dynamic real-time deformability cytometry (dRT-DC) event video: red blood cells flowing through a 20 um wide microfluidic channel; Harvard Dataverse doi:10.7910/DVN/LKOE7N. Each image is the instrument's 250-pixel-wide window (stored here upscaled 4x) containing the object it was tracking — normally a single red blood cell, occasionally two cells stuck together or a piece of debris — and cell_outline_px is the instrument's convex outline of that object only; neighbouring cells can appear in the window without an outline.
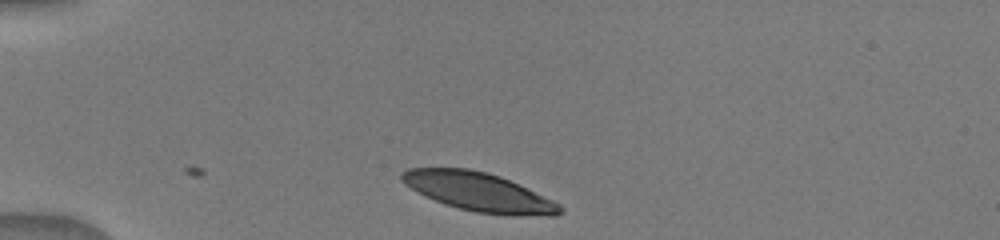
{"species": "human", "species_latin": "Homo sapiens", "temperature_condition": "warm", "stored_images_in_passage": 10, "camera_frame_rate_fps": 3000, "um_per_image_px": 0.085, "donor": {"sex": "male"}, "frame": {"image": 1, "passage_image": 1, "time_ms": 0.0, "image_size_px": [1000, 240], "cell_outline_px": [[564, 212], [556, 216], [548, 216], [476, 212], [444, 204], [424, 196], [404, 184], [400, 180], [400, 172], [408, 168], [468, 168], [488, 172], [500, 176], [552, 200], [560, 204], [564, 208]], "centroid_in_image_um": [40.65, 16.29], "position_along_channel_um": 44.3, "area_um2": 35.32}}
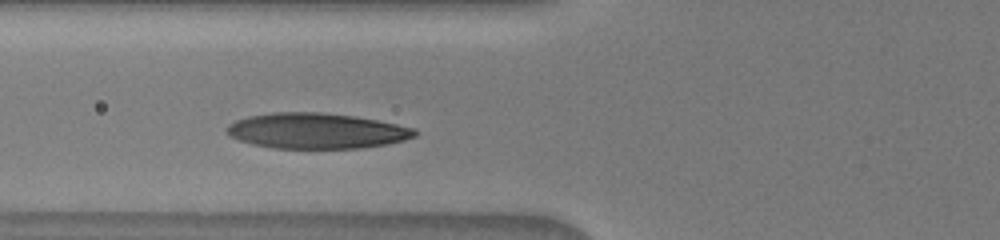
{"frame": {"image": 2, "passage_image": 6, "time_ms": 2.333, "image_size_px": [1000, 240], "cell_outline_px": [[416, 136], [404, 140], [388, 144], [360, 148], [272, 148], [252, 144], [240, 140], [224, 132], [224, 128], [228, 124], [236, 120], [248, 116], [272, 112], [324, 112], [356, 116], [416, 128]], "centroid_in_image_um": [26.88, 11.11], "position_along_channel_um": 98.9, "area_um2": 39.13}}
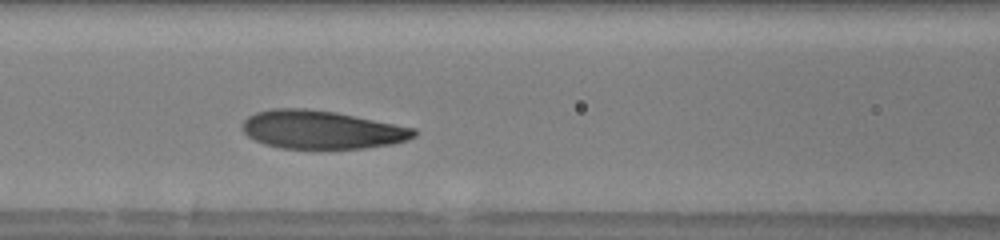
{"frame": {"image": 3, "passage_image": 8, "time_ms": 3.333, "image_size_px": [1000, 240], "cell_outline_px": [[416, 136], [408, 140], [392, 144], [364, 148], [280, 148], [264, 144], [248, 136], [240, 128], [240, 124], [248, 116], [256, 112], [272, 108], [304, 108], [336, 112], [416, 128]], "centroid_in_image_um": [27.32, 11.02], "position_along_channel_um": 139.3, "area_um2": 38.44}}